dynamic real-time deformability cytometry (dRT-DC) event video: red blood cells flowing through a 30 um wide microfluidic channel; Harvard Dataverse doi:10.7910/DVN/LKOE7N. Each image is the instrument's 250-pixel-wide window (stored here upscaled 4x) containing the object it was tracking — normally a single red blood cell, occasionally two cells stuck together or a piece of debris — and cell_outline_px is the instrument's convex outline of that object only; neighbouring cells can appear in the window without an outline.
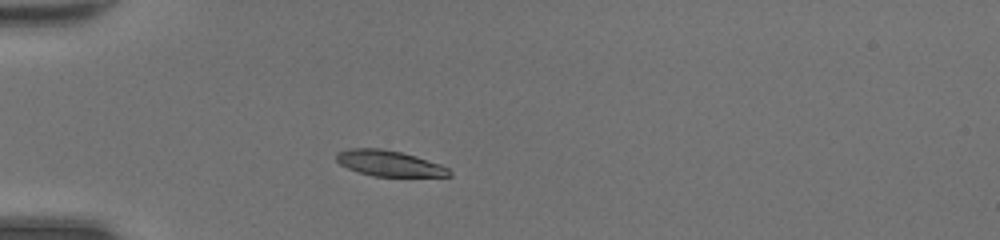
{"species": "common noctule bat (a hibernating species)", "species_latin": "Nyctalus noctula", "temperature_condition": "room temperature", "stored_images_in_passage": 34, "camera_frame_rate_fps": 3000, "um_per_image_px": 0.085, "animal": {"sex": "female", "body_mass_g": 20.0, "forearm_length_mm": 54.0}, "frame": {"image": 1, "passage_image": 1, "time_ms": 0.0, "image_size_px": [1000, 240], "cell_outline_px": [[452, 176], [376, 176], [360, 172], [348, 168], [340, 164], [336, 160], [336, 152], [348, 148], [380, 148], [400, 152], [416, 156], [440, 164], [448, 168], [452, 172]], "centroid_in_image_um": [33.07, 13.87], "position_along_channel_um": 51.9, "area_um2": 16.82}}
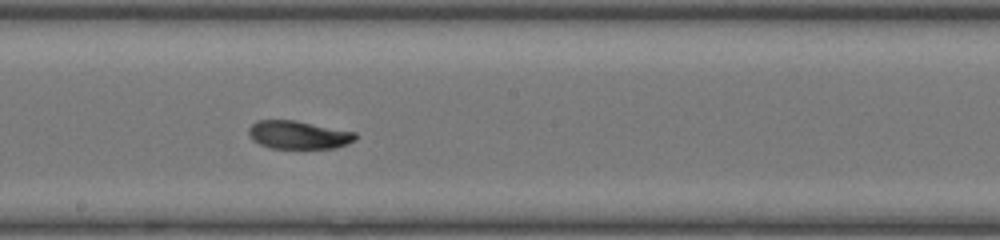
{"frame": {"image": 2, "passage_image": 14, "time_ms": 4.333, "image_size_px": [1000, 240], "cell_outline_px": [[356, 140], [348, 144], [336, 148], [272, 148], [260, 144], [252, 140], [248, 132], [248, 128], [256, 120], [296, 120], [356, 132]], "centroid_in_image_um": [25.38, 11.46], "position_along_channel_um": 222.8, "area_um2": 17.63}}
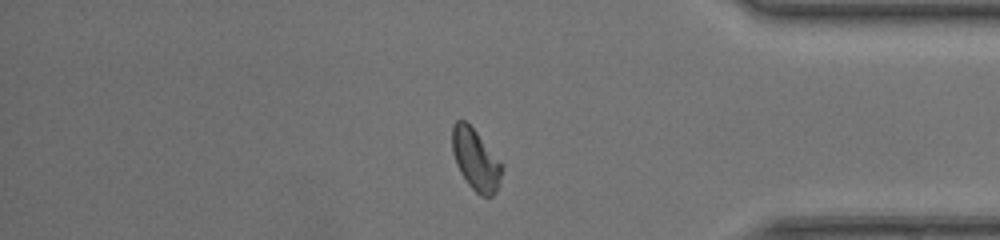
{"frame": {"image": 3, "passage_image": 27, "time_ms": 8.667, "image_size_px": [1000, 240], "cell_outline_px": [[504, 168], [496, 192], [492, 196], [480, 196], [468, 184], [460, 172], [456, 164], [452, 152], [452, 124], [456, 120], [464, 120], [476, 132], [504, 164]], "centroid_in_image_um": [40.44, 13.58], "position_along_channel_um": 394.8, "area_um2": 17.86}, "authors_computed_cell_mechanics": {"area_um2": 17.7157, "velocity_mm_per_s": 4.4039, "shape_relaxation_time_tau1_ms": 6.9466, "shape_relaxation_time_tau2_ms": 1.2821, "deformation_change_tau1": 0.22, "deformation_change_tau2": 0.0483}}